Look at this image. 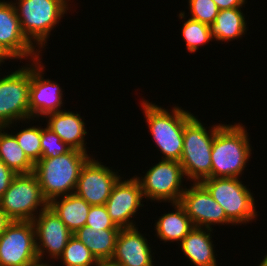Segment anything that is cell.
Returning <instances> with one entry per match:
<instances>
[{
	"label": "cell",
	"instance_id": "obj_20",
	"mask_svg": "<svg viewBox=\"0 0 267 266\" xmlns=\"http://www.w3.org/2000/svg\"><path fill=\"white\" fill-rule=\"evenodd\" d=\"M171 205L174 207V212L162 214L154 224L155 235L164 243L177 242L179 244L194 228V225L179 202L171 203Z\"/></svg>",
	"mask_w": 267,
	"mask_h": 266
},
{
	"label": "cell",
	"instance_id": "obj_30",
	"mask_svg": "<svg viewBox=\"0 0 267 266\" xmlns=\"http://www.w3.org/2000/svg\"><path fill=\"white\" fill-rule=\"evenodd\" d=\"M86 226L97 229H120L111 220L105 205H93L86 220Z\"/></svg>",
	"mask_w": 267,
	"mask_h": 266
},
{
	"label": "cell",
	"instance_id": "obj_22",
	"mask_svg": "<svg viewBox=\"0 0 267 266\" xmlns=\"http://www.w3.org/2000/svg\"><path fill=\"white\" fill-rule=\"evenodd\" d=\"M120 229H97L83 226L73 233L84 243L97 260L111 259Z\"/></svg>",
	"mask_w": 267,
	"mask_h": 266
},
{
	"label": "cell",
	"instance_id": "obj_32",
	"mask_svg": "<svg viewBox=\"0 0 267 266\" xmlns=\"http://www.w3.org/2000/svg\"><path fill=\"white\" fill-rule=\"evenodd\" d=\"M219 10L231 8H245L246 0H213ZM244 5V6H243Z\"/></svg>",
	"mask_w": 267,
	"mask_h": 266
},
{
	"label": "cell",
	"instance_id": "obj_8",
	"mask_svg": "<svg viewBox=\"0 0 267 266\" xmlns=\"http://www.w3.org/2000/svg\"><path fill=\"white\" fill-rule=\"evenodd\" d=\"M48 204L33 172L17 174L0 198V208L12 221H32Z\"/></svg>",
	"mask_w": 267,
	"mask_h": 266
},
{
	"label": "cell",
	"instance_id": "obj_31",
	"mask_svg": "<svg viewBox=\"0 0 267 266\" xmlns=\"http://www.w3.org/2000/svg\"><path fill=\"white\" fill-rule=\"evenodd\" d=\"M17 174L0 159V198Z\"/></svg>",
	"mask_w": 267,
	"mask_h": 266
},
{
	"label": "cell",
	"instance_id": "obj_6",
	"mask_svg": "<svg viewBox=\"0 0 267 266\" xmlns=\"http://www.w3.org/2000/svg\"><path fill=\"white\" fill-rule=\"evenodd\" d=\"M200 183L222 206L234 225L252 223L258 217L253 193L240 178L210 177Z\"/></svg>",
	"mask_w": 267,
	"mask_h": 266
},
{
	"label": "cell",
	"instance_id": "obj_13",
	"mask_svg": "<svg viewBox=\"0 0 267 266\" xmlns=\"http://www.w3.org/2000/svg\"><path fill=\"white\" fill-rule=\"evenodd\" d=\"M91 156L81 168L74 193L91 206L105 205L114 184L120 178L116 169L106 167Z\"/></svg>",
	"mask_w": 267,
	"mask_h": 266
},
{
	"label": "cell",
	"instance_id": "obj_33",
	"mask_svg": "<svg viewBox=\"0 0 267 266\" xmlns=\"http://www.w3.org/2000/svg\"><path fill=\"white\" fill-rule=\"evenodd\" d=\"M12 222L8 215L0 208V236L5 232L7 226Z\"/></svg>",
	"mask_w": 267,
	"mask_h": 266
},
{
	"label": "cell",
	"instance_id": "obj_35",
	"mask_svg": "<svg viewBox=\"0 0 267 266\" xmlns=\"http://www.w3.org/2000/svg\"><path fill=\"white\" fill-rule=\"evenodd\" d=\"M10 60L1 50H0V66L6 61Z\"/></svg>",
	"mask_w": 267,
	"mask_h": 266
},
{
	"label": "cell",
	"instance_id": "obj_36",
	"mask_svg": "<svg viewBox=\"0 0 267 266\" xmlns=\"http://www.w3.org/2000/svg\"><path fill=\"white\" fill-rule=\"evenodd\" d=\"M258 266H267V254L262 259V262Z\"/></svg>",
	"mask_w": 267,
	"mask_h": 266
},
{
	"label": "cell",
	"instance_id": "obj_19",
	"mask_svg": "<svg viewBox=\"0 0 267 266\" xmlns=\"http://www.w3.org/2000/svg\"><path fill=\"white\" fill-rule=\"evenodd\" d=\"M213 228L195 227L179 243L183 255L195 266H218L211 232Z\"/></svg>",
	"mask_w": 267,
	"mask_h": 266
},
{
	"label": "cell",
	"instance_id": "obj_14",
	"mask_svg": "<svg viewBox=\"0 0 267 266\" xmlns=\"http://www.w3.org/2000/svg\"><path fill=\"white\" fill-rule=\"evenodd\" d=\"M122 178L114 184L105 207L111 220L120 229L137 227L136 221L131 219H134L140 207H144L142 188L136 175L127 180Z\"/></svg>",
	"mask_w": 267,
	"mask_h": 266
},
{
	"label": "cell",
	"instance_id": "obj_27",
	"mask_svg": "<svg viewBox=\"0 0 267 266\" xmlns=\"http://www.w3.org/2000/svg\"><path fill=\"white\" fill-rule=\"evenodd\" d=\"M18 144L23 149L27 157L35 164L42 156L41 150V126H30L21 129L15 135Z\"/></svg>",
	"mask_w": 267,
	"mask_h": 266
},
{
	"label": "cell",
	"instance_id": "obj_5",
	"mask_svg": "<svg viewBox=\"0 0 267 266\" xmlns=\"http://www.w3.org/2000/svg\"><path fill=\"white\" fill-rule=\"evenodd\" d=\"M222 125L213 124L207 130L195 115L185 124L180 164L187 178L186 181L200 183L203 179L211 177L212 143L215 133Z\"/></svg>",
	"mask_w": 267,
	"mask_h": 266
},
{
	"label": "cell",
	"instance_id": "obj_9",
	"mask_svg": "<svg viewBox=\"0 0 267 266\" xmlns=\"http://www.w3.org/2000/svg\"><path fill=\"white\" fill-rule=\"evenodd\" d=\"M147 170L144 177L136 176L147 201L148 199L152 202L177 203L180 201L186 189L182 184L185 174L180 162L161 159Z\"/></svg>",
	"mask_w": 267,
	"mask_h": 266
},
{
	"label": "cell",
	"instance_id": "obj_15",
	"mask_svg": "<svg viewBox=\"0 0 267 266\" xmlns=\"http://www.w3.org/2000/svg\"><path fill=\"white\" fill-rule=\"evenodd\" d=\"M181 196L179 203L185 209L195 227L212 229V225H234L201 183H190Z\"/></svg>",
	"mask_w": 267,
	"mask_h": 266
},
{
	"label": "cell",
	"instance_id": "obj_18",
	"mask_svg": "<svg viewBox=\"0 0 267 266\" xmlns=\"http://www.w3.org/2000/svg\"><path fill=\"white\" fill-rule=\"evenodd\" d=\"M43 118H47L46 126L54 131L64 143L72 149L87 153V142L84 138L87 135L86 124L80 114L62 110L49 113Z\"/></svg>",
	"mask_w": 267,
	"mask_h": 266
},
{
	"label": "cell",
	"instance_id": "obj_7",
	"mask_svg": "<svg viewBox=\"0 0 267 266\" xmlns=\"http://www.w3.org/2000/svg\"><path fill=\"white\" fill-rule=\"evenodd\" d=\"M23 65L8 75L0 76V127L9 128L16 122L28 123L31 120L30 64ZM28 121V122H27Z\"/></svg>",
	"mask_w": 267,
	"mask_h": 266
},
{
	"label": "cell",
	"instance_id": "obj_1",
	"mask_svg": "<svg viewBox=\"0 0 267 266\" xmlns=\"http://www.w3.org/2000/svg\"><path fill=\"white\" fill-rule=\"evenodd\" d=\"M140 103L152 139L163 154L162 160L180 162L185 124L194 116L193 113L179 106L168 110L145 99Z\"/></svg>",
	"mask_w": 267,
	"mask_h": 266
},
{
	"label": "cell",
	"instance_id": "obj_25",
	"mask_svg": "<svg viewBox=\"0 0 267 266\" xmlns=\"http://www.w3.org/2000/svg\"><path fill=\"white\" fill-rule=\"evenodd\" d=\"M58 260L63 262V266H96L98 263L87 246L74 235L70 238Z\"/></svg>",
	"mask_w": 267,
	"mask_h": 266
},
{
	"label": "cell",
	"instance_id": "obj_10",
	"mask_svg": "<svg viewBox=\"0 0 267 266\" xmlns=\"http://www.w3.org/2000/svg\"><path fill=\"white\" fill-rule=\"evenodd\" d=\"M38 262L32 221H12L0 236V266H31Z\"/></svg>",
	"mask_w": 267,
	"mask_h": 266
},
{
	"label": "cell",
	"instance_id": "obj_28",
	"mask_svg": "<svg viewBox=\"0 0 267 266\" xmlns=\"http://www.w3.org/2000/svg\"><path fill=\"white\" fill-rule=\"evenodd\" d=\"M72 148L64 143L61 138L47 126L41 127V158L60 156L69 152Z\"/></svg>",
	"mask_w": 267,
	"mask_h": 266
},
{
	"label": "cell",
	"instance_id": "obj_2",
	"mask_svg": "<svg viewBox=\"0 0 267 266\" xmlns=\"http://www.w3.org/2000/svg\"><path fill=\"white\" fill-rule=\"evenodd\" d=\"M248 137L242 123L223 124L217 130L212 143L211 177L240 178L252 154Z\"/></svg>",
	"mask_w": 267,
	"mask_h": 266
},
{
	"label": "cell",
	"instance_id": "obj_12",
	"mask_svg": "<svg viewBox=\"0 0 267 266\" xmlns=\"http://www.w3.org/2000/svg\"><path fill=\"white\" fill-rule=\"evenodd\" d=\"M0 50L11 60L32 62L42 57V52L24 35L12 0H0Z\"/></svg>",
	"mask_w": 267,
	"mask_h": 266
},
{
	"label": "cell",
	"instance_id": "obj_34",
	"mask_svg": "<svg viewBox=\"0 0 267 266\" xmlns=\"http://www.w3.org/2000/svg\"><path fill=\"white\" fill-rule=\"evenodd\" d=\"M96 266H122V265L112 261L111 259H108V260H98Z\"/></svg>",
	"mask_w": 267,
	"mask_h": 266
},
{
	"label": "cell",
	"instance_id": "obj_4",
	"mask_svg": "<svg viewBox=\"0 0 267 266\" xmlns=\"http://www.w3.org/2000/svg\"><path fill=\"white\" fill-rule=\"evenodd\" d=\"M21 29L26 38L43 51L51 31L70 10V0H14ZM42 49V50H41Z\"/></svg>",
	"mask_w": 267,
	"mask_h": 266
},
{
	"label": "cell",
	"instance_id": "obj_17",
	"mask_svg": "<svg viewBox=\"0 0 267 266\" xmlns=\"http://www.w3.org/2000/svg\"><path fill=\"white\" fill-rule=\"evenodd\" d=\"M149 246L138 227L120 229L111 260L122 266H154Z\"/></svg>",
	"mask_w": 267,
	"mask_h": 266
},
{
	"label": "cell",
	"instance_id": "obj_37",
	"mask_svg": "<svg viewBox=\"0 0 267 266\" xmlns=\"http://www.w3.org/2000/svg\"><path fill=\"white\" fill-rule=\"evenodd\" d=\"M31 266H51V265H47L45 263H42V262L38 261L37 263H35V264L31 265Z\"/></svg>",
	"mask_w": 267,
	"mask_h": 266
},
{
	"label": "cell",
	"instance_id": "obj_11",
	"mask_svg": "<svg viewBox=\"0 0 267 266\" xmlns=\"http://www.w3.org/2000/svg\"><path fill=\"white\" fill-rule=\"evenodd\" d=\"M32 222L35 228L38 261L53 266L54 263L49 264L51 261H45L44 257L48 254L46 259H58L73 233L49 205Z\"/></svg>",
	"mask_w": 267,
	"mask_h": 266
},
{
	"label": "cell",
	"instance_id": "obj_29",
	"mask_svg": "<svg viewBox=\"0 0 267 266\" xmlns=\"http://www.w3.org/2000/svg\"><path fill=\"white\" fill-rule=\"evenodd\" d=\"M188 3V9L191 13L189 18L209 26L215 22L219 8L213 0H188Z\"/></svg>",
	"mask_w": 267,
	"mask_h": 266
},
{
	"label": "cell",
	"instance_id": "obj_24",
	"mask_svg": "<svg viewBox=\"0 0 267 266\" xmlns=\"http://www.w3.org/2000/svg\"><path fill=\"white\" fill-rule=\"evenodd\" d=\"M6 129V127H0V159L16 174L32 173L34 163L18 144L14 136L15 132L8 133Z\"/></svg>",
	"mask_w": 267,
	"mask_h": 266
},
{
	"label": "cell",
	"instance_id": "obj_26",
	"mask_svg": "<svg viewBox=\"0 0 267 266\" xmlns=\"http://www.w3.org/2000/svg\"><path fill=\"white\" fill-rule=\"evenodd\" d=\"M182 37L186 42V48L190 53H195L199 46L213 41L210 26L197 20L188 18L184 21L181 29Z\"/></svg>",
	"mask_w": 267,
	"mask_h": 266
},
{
	"label": "cell",
	"instance_id": "obj_3",
	"mask_svg": "<svg viewBox=\"0 0 267 266\" xmlns=\"http://www.w3.org/2000/svg\"><path fill=\"white\" fill-rule=\"evenodd\" d=\"M91 156L93 155L71 149L66 154L41 158L35 163L33 173L43 197L50 202L53 198L74 193L81 168Z\"/></svg>",
	"mask_w": 267,
	"mask_h": 266
},
{
	"label": "cell",
	"instance_id": "obj_21",
	"mask_svg": "<svg viewBox=\"0 0 267 266\" xmlns=\"http://www.w3.org/2000/svg\"><path fill=\"white\" fill-rule=\"evenodd\" d=\"M48 205L72 233L86 225L91 208L90 204L75 193L53 198Z\"/></svg>",
	"mask_w": 267,
	"mask_h": 266
},
{
	"label": "cell",
	"instance_id": "obj_23",
	"mask_svg": "<svg viewBox=\"0 0 267 266\" xmlns=\"http://www.w3.org/2000/svg\"><path fill=\"white\" fill-rule=\"evenodd\" d=\"M245 18L241 8L219 10L215 22L210 25L213 40L227 43L241 38L247 32Z\"/></svg>",
	"mask_w": 267,
	"mask_h": 266
},
{
	"label": "cell",
	"instance_id": "obj_16",
	"mask_svg": "<svg viewBox=\"0 0 267 266\" xmlns=\"http://www.w3.org/2000/svg\"><path fill=\"white\" fill-rule=\"evenodd\" d=\"M42 58L32 61L30 65V95L29 107L31 120H37L45 115L58 112L63 103L62 87L51 79H44V68ZM37 118V119H34Z\"/></svg>",
	"mask_w": 267,
	"mask_h": 266
}]
</instances>
